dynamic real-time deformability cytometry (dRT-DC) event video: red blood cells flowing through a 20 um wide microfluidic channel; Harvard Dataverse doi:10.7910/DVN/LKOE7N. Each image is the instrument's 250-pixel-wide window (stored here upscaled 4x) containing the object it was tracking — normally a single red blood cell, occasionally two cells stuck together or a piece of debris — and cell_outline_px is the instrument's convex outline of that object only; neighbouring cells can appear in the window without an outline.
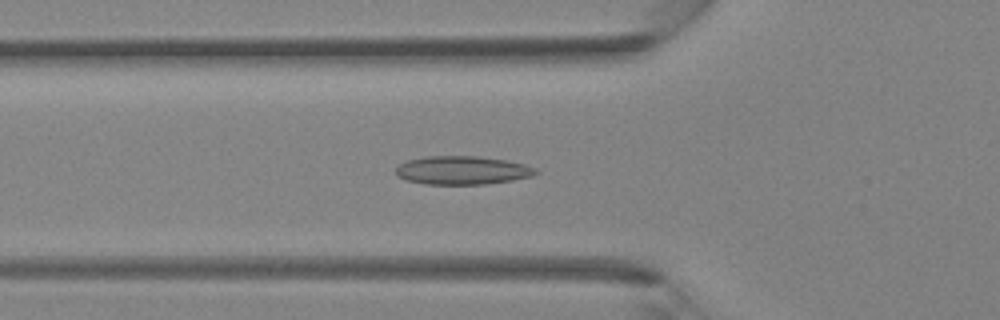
{"species": "Egyptian fruit bat (a non-hibernating species)", "species_latin": "Rousettus aegyptiacus", "temperature_condition": "room temperature", "stored_images_in_passage": 33, "camera_frame_rate_fps": 3000, "um_per_image_px": 0.085, "animal": {"sex": "female"}, "frame": {"image": 1, "passage_image": 10, "time_ms": 3.0, "image_size_px": [1000, 320], "cell_outline_px": [[540, 172], [532, 176], [512, 180], [484, 184], [424, 184], [408, 180], [396, 176], [396, 168], [400, 164], [408, 160], [424, 156], [476, 156], [508, 160], [524, 164], [536, 168]], "centroid_in_image_um": [39.31, 14.47], "position_along_channel_um": 86.5, "area_um2": 23.24}}
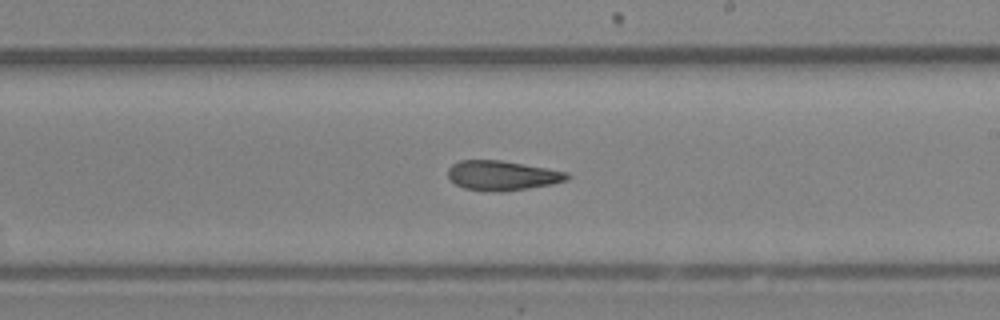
{"frame": {"image": 2, "passage_image": 20, "time_ms": 6.333, "image_size_px": [1000, 320], "cell_outline_px": [[572, 176], [568, 180], [552, 184], [528, 188], [500, 192], [496, 192], [464, 188], [456, 184], [448, 176], [448, 168], [452, 164], [460, 160], [500, 160], [524, 164], [568, 172]], "centroid_in_image_um": [42.71, 14.91], "position_along_channel_um": 246.3, "area_um2": 20.58}}
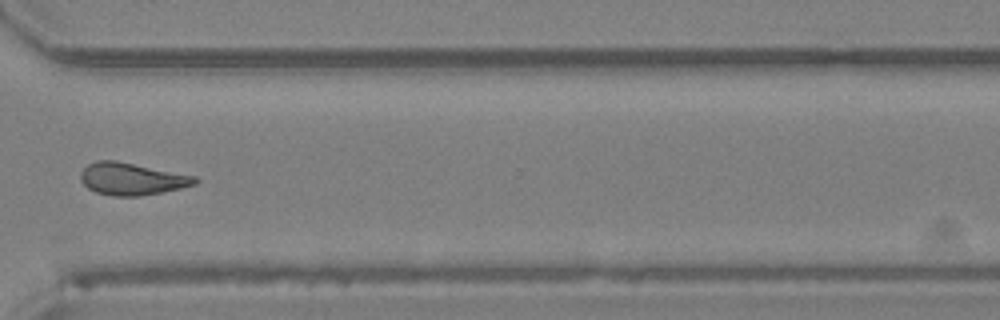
{"frame": {"image": 3, "passage_image": 27, "time_ms": 8.667, "image_size_px": [1000, 320], "cell_outline_px": [[200, 180], [196, 184], [180, 188], [140, 196], [112, 196], [96, 192], [88, 188], [80, 180], [80, 172], [88, 164], [96, 160], [116, 160], [196, 176]], "centroid_in_image_um": [11.19, 15.2], "position_along_channel_um": 359.4, "area_um2": 21.5}}